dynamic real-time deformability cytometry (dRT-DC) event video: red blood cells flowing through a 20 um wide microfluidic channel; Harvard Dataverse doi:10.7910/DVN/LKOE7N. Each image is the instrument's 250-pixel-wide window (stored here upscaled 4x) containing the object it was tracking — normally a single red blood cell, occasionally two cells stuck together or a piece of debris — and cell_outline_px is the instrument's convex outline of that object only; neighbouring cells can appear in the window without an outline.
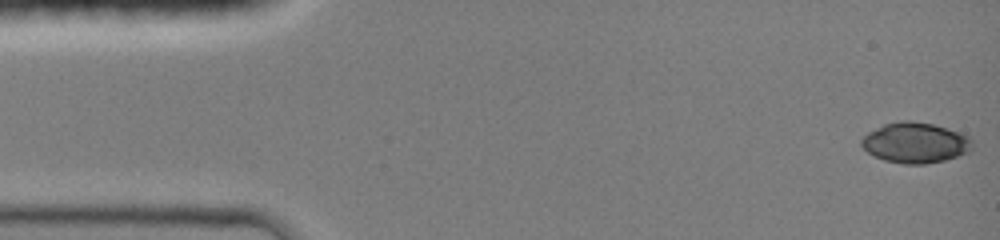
{"species": "common noctule bat (a hibernating species)", "species_latin": "Nyctalus noctula", "temperature_condition": "room temperature", "stored_images_in_passage": 45, "camera_frame_rate_fps": 3000, "um_per_image_px": 0.085, "animal": {"sex": "female", "body_mass_g": 19.0, "forearm_length_mm": 51.5}, "frame": {"image": 1, "passage_image": 1, "time_ms": 0.0, "image_size_px": [1000, 240], "cell_outline_px": [[972, 148], [968, 152], [944, 160], [924, 164], [904, 164], [884, 160], [868, 152], [860, 144], [860, 140], [868, 132], [884, 124], [900, 120], [912, 120], [932, 124], [968, 136], [972, 140]], "centroid_in_image_um": [77.77, 12.13], "position_along_channel_um": 7.2, "area_um2": 25.89}}
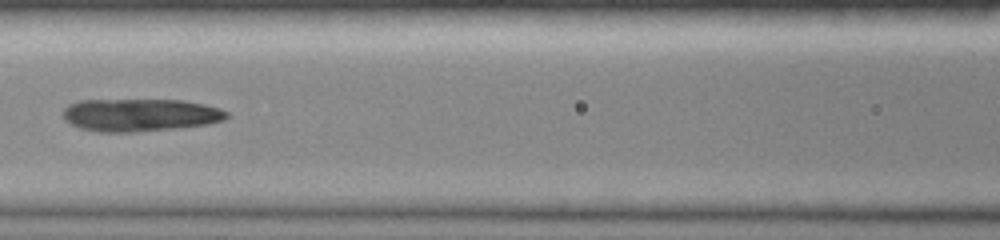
{"frame": {"image": 2, "passage_image": 20, "time_ms": 6.333, "image_size_px": [1000, 240], "cell_outline_px": [[228, 116], [224, 120], [208, 124], [176, 128], [132, 132], [100, 132], [80, 128], [64, 120], [60, 112], [68, 104], [80, 100], [180, 100], [204, 104], [220, 108], [228, 112]], "centroid_in_image_um": [11.87, 9.77], "position_along_channel_um": 154.7, "area_um2": 31.33}}
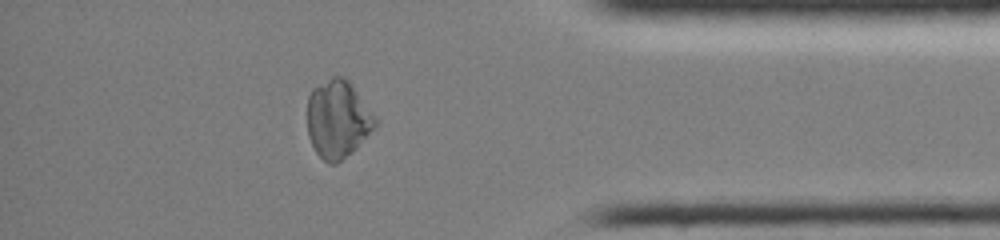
{"frame": {"image": 3, "passage_image": 39, "time_ms": 12.667, "image_size_px": [1000, 240], "cell_outline_px": [[376, 128], [352, 152], [336, 164], [328, 164], [316, 152], [308, 136], [308, 96], [312, 88], [332, 76], [344, 76], [348, 80], [376, 120]], "centroid_in_image_um": [28.69, 10.14], "position_along_channel_um": 406.5, "area_um2": 30.46}}